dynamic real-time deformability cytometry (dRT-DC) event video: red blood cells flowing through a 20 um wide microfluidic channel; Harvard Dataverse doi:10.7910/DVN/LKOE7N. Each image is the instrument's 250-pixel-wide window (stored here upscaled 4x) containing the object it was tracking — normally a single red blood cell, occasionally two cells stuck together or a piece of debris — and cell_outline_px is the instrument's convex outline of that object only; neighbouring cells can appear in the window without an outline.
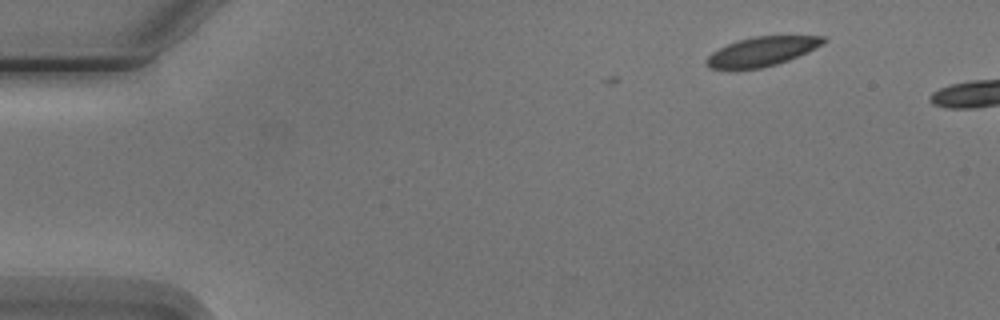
{"species": "Egyptian fruit bat (a non-hibernating species)", "species_latin": "Rousettus aegyptiacus", "temperature_condition": "cold", "stored_images_in_passage": 2, "camera_frame_rate_fps": 3000, "um_per_image_px": 0.085, "animal": {"sex": "male"}, "frame": {"image": 1, "passage_image": 2, "time_ms": 1.0, "image_size_px": [1000, 320], "cell_outline_px": [[828, 40], [788, 60], [776, 64], [760, 68], [708, 68], [704, 64], [704, 60], [712, 52], [728, 44], [752, 36], [828, 36]], "centroid_in_image_um": [64.71, 4.36], "position_along_channel_um": 20.3, "area_um2": 19.42}}